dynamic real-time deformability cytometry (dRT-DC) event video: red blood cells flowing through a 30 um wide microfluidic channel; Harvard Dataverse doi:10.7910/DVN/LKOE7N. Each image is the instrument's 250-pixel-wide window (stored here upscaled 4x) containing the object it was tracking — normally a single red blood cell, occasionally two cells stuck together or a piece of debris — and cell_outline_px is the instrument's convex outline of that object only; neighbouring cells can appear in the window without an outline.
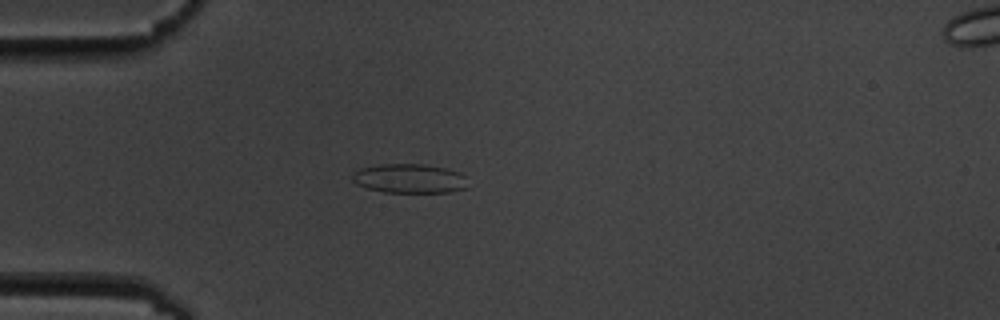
{"species": "common noctule bat (a hibernating species)", "species_latin": "Nyctalus noctula", "temperature_condition": "cold", "stored_images_in_passage": 6, "camera_frame_rate_fps": 3000, "um_per_image_px": 0.085, "animal": {"sex": "male", "body_mass_g": 19.5, "forearm_length_mm": 54.6}, "frame": {"image": 1, "passage_image": 2, "time_ms": 1.333, "image_size_px": [1000, 320], "cell_outline_px": [[468, 188], [448, 192], [384, 192], [368, 188], [356, 184], [352, 180], [352, 172], [360, 168], [376, 164], [424, 164], [444, 168], [460, 172], [464, 176]], "centroid_in_image_um": [34.77, 15.16], "position_along_channel_um": 50.2, "area_um2": 19.77}}
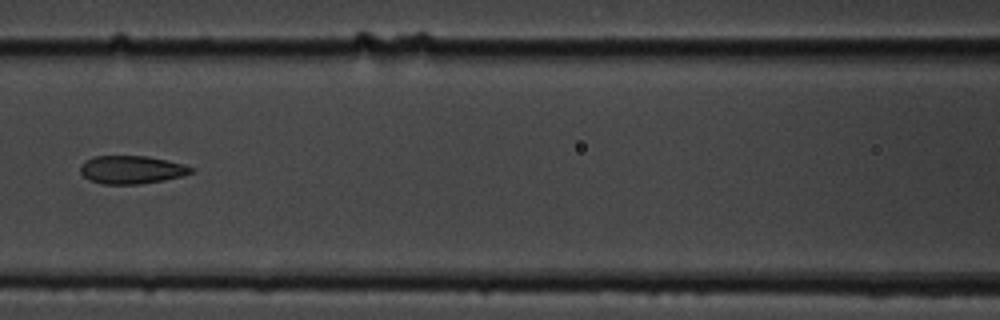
{"frame": {"image": 2, "passage_image": 5, "time_ms": 4.667, "image_size_px": [1000, 320], "cell_outline_px": [[196, 168], [192, 172], [184, 176], [164, 180], [140, 184], [104, 184], [88, 180], [80, 172], [80, 164], [84, 160], [96, 156], [148, 156], [184, 164]], "centroid_in_image_um": [11.19, 14.42], "position_along_channel_um": 155.4, "area_um2": 18.32}}
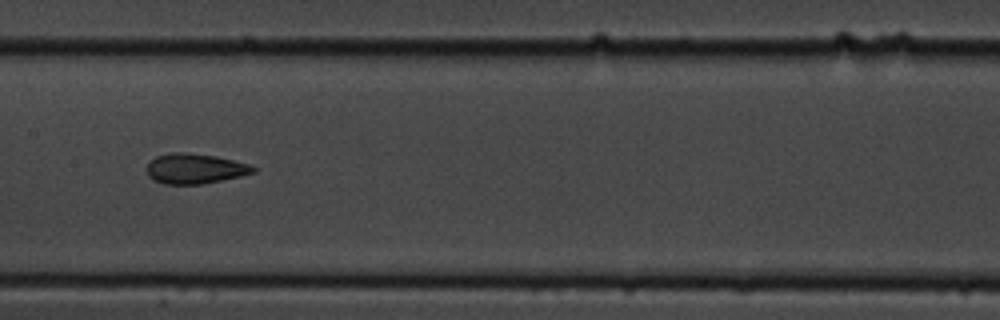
{"frame": {"image": 3, "passage_image": 6, "time_ms": 5.667, "image_size_px": [1000, 320], "cell_outline_px": [[256, 172], [240, 176], [204, 184], [164, 184], [152, 180], [148, 176], [148, 160], [156, 156], [172, 152], [184, 152], [216, 156], [248, 164], [256, 168]], "centroid_in_image_um": [16.54, 14.34], "position_along_channel_um": 190.9, "area_um2": 18.73}}